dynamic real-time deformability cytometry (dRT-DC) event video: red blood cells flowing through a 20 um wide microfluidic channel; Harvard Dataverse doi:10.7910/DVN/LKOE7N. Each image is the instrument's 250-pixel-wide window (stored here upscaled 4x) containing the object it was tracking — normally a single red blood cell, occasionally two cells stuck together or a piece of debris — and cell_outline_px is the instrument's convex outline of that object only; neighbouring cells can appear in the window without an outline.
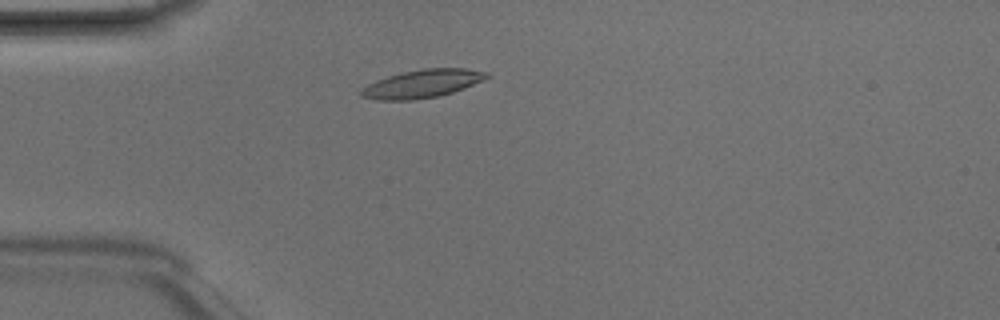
{"species": "Egyptian fruit bat (a non-hibernating species)", "species_latin": "Rousettus aegyptiacus", "temperature_condition": "room temperature", "stored_images_in_passage": 4, "camera_frame_rate_fps": 3000, "um_per_image_px": 0.085, "animal": {"sex": "male"}, "frame": {"image": 1, "passage_image": 3, "time_ms": 0.667, "image_size_px": [1000, 320], "cell_outline_px": [[492, 76], [484, 80], [464, 88], [440, 96], [412, 100], [376, 100], [360, 96], [360, 88], [376, 80], [388, 76], [404, 72], [424, 68], [464, 68], [488, 72]], "centroid_in_image_um": [35.9, 7.12], "position_along_channel_um": 49.1, "area_um2": 20.69}}